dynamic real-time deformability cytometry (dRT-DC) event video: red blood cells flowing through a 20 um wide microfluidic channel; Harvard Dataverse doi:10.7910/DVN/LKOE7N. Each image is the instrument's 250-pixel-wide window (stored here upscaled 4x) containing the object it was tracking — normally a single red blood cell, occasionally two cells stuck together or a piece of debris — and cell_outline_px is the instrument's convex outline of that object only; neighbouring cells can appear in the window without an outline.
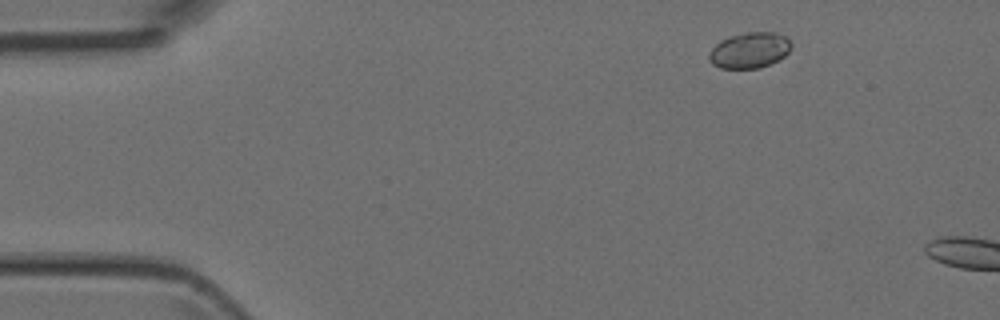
{"species": "Egyptian fruit bat (a non-hibernating species)", "species_latin": "Rousettus aegyptiacus", "temperature_condition": "room temperature", "stored_images_in_passage": 4, "camera_frame_rate_fps": 3000, "um_per_image_px": 0.085, "animal": {"sex": "female"}, "frame": {"image": 1, "passage_image": 2, "time_ms": 1.0, "image_size_px": [1000, 320], "cell_outline_px": [[792, 48], [784, 56], [760, 68], [720, 68], [712, 64], [708, 60], [708, 56], [712, 48], [720, 40], [728, 36], [748, 32], [772, 32], [784, 36], [792, 44]], "centroid_in_image_um": [63.68, 4.27], "position_along_channel_um": 21.3, "area_um2": 17.05}}